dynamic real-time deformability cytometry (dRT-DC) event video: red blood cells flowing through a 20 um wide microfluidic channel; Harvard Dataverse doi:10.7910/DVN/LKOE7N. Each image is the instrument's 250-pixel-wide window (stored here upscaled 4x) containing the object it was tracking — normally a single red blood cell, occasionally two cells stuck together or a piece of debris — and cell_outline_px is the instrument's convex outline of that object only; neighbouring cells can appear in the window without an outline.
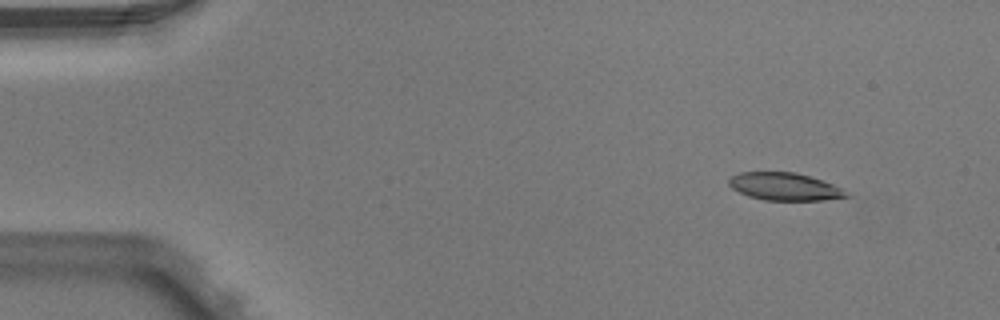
{"species": "Egyptian fruit bat (a non-hibernating species)", "species_latin": "Rousettus aegyptiacus", "temperature_condition": "warm", "stored_images_in_passage": 6, "camera_frame_rate_fps": 3000, "um_per_image_px": 0.085, "animal": {"sex": "male"}, "frame": {"image": 1, "passage_image": 2, "time_ms": 0.333, "image_size_px": [1000, 320], "cell_outline_px": [[852, 196], [820, 200], [764, 200], [748, 196], [732, 188], [728, 184], [728, 180], [732, 176], [740, 172], [796, 172], [844, 188]], "centroid_in_image_um": [66.7, 15.86], "position_along_channel_um": 18.3, "area_um2": 18.84}}